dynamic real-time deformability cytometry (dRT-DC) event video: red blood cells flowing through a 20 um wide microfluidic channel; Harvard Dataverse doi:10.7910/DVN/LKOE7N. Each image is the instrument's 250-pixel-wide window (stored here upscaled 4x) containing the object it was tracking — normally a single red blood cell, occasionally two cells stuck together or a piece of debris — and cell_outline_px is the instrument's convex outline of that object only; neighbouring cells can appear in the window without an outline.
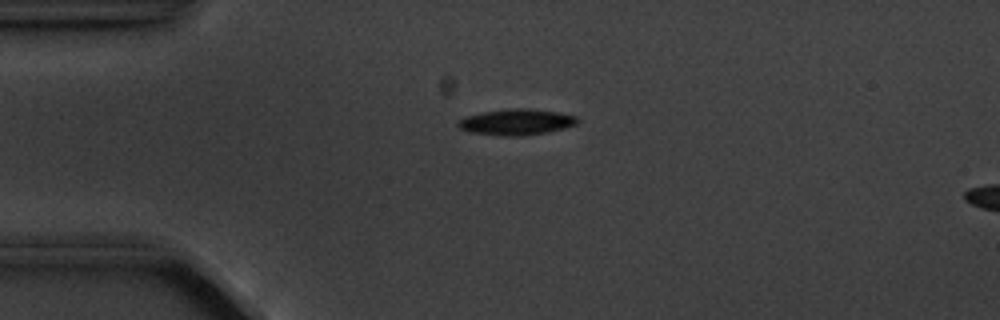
{"species": "common noctule bat (a hibernating species)", "species_latin": "Nyctalus noctula", "temperature_condition": "cold", "stored_images_in_passage": 9, "camera_frame_rate_fps": 3000, "um_per_image_px": 0.085, "animal": {"sex": "male", "body_mass_g": 20.1, "forearm_length_mm": 53.5}, "frame": {"image": 1, "passage_image": 4, "time_ms": 3.333, "image_size_px": [1000, 320], "cell_outline_px": [[580, 120], [576, 124], [564, 128], [548, 132], [516, 136], [504, 136], [468, 132], [460, 128], [456, 124], [460, 120], [468, 116], [484, 112], [508, 108], [528, 108], [556, 112], [576, 116]], "centroid_in_image_um": [43.9, 10.37], "position_along_channel_um": 41.1, "area_um2": 17.92}}